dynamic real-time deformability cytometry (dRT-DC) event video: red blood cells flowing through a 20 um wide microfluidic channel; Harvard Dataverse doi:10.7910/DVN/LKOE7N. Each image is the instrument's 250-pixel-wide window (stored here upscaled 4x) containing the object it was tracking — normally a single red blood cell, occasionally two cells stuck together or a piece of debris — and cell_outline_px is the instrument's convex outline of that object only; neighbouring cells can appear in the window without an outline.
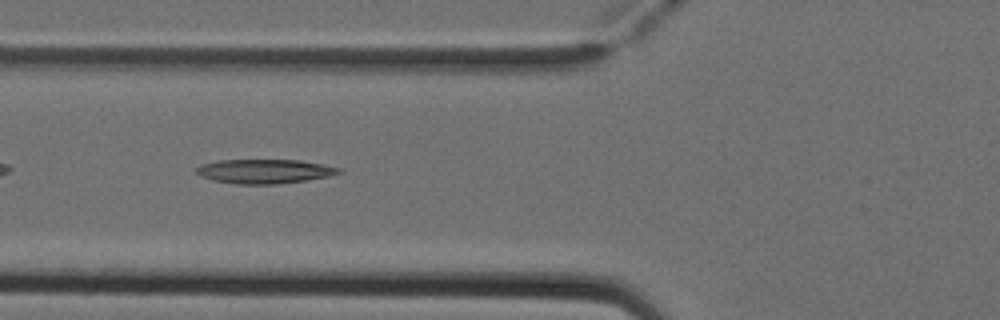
{"species": "Egyptian fruit bat (a non-hibernating species)", "species_latin": "Rousettus aegyptiacus", "temperature_condition": "cold", "stored_images_in_passage": 37, "camera_frame_rate_fps": 3000, "um_per_image_px": 0.085, "animal": {"sex": "female"}, "frame": {"image": 1, "passage_image": 5, "time_ms": 1.333, "image_size_px": [1000, 320], "cell_outline_px": [[344, 172], [328, 176], [308, 180], [276, 184], [236, 184], [212, 180], [200, 176], [196, 172], [196, 168], [200, 164], [216, 160], [300, 160], [324, 164], [340, 168]], "centroid_in_image_um": [22.48, 14.56], "position_along_channel_um": 103.3, "area_um2": 20.29}}
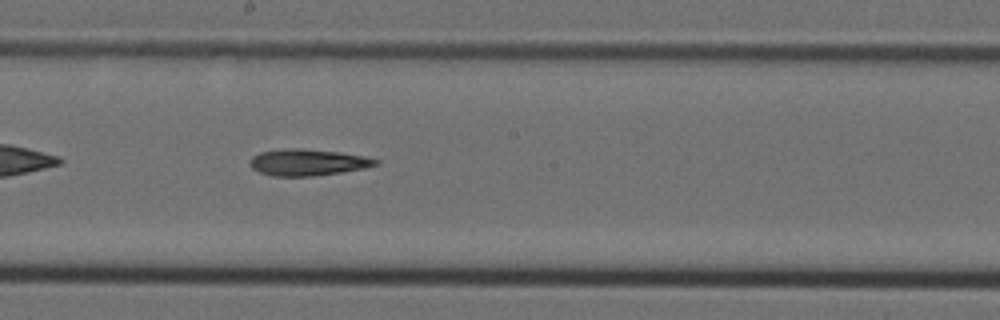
{"frame": {"image": 2, "passage_image": 14, "time_ms": 4.333, "image_size_px": [1000, 320], "cell_outline_px": [[380, 160], [376, 164], [364, 168], [340, 172], [312, 176], [272, 176], [260, 172], [252, 168], [248, 164], [248, 160], [252, 156], [260, 152], [284, 148], [300, 148], [340, 152], [368, 156]], "centroid_in_image_um": [26.12, 13.79], "position_along_channel_um": 222.1, "area_um2": 19.54}}
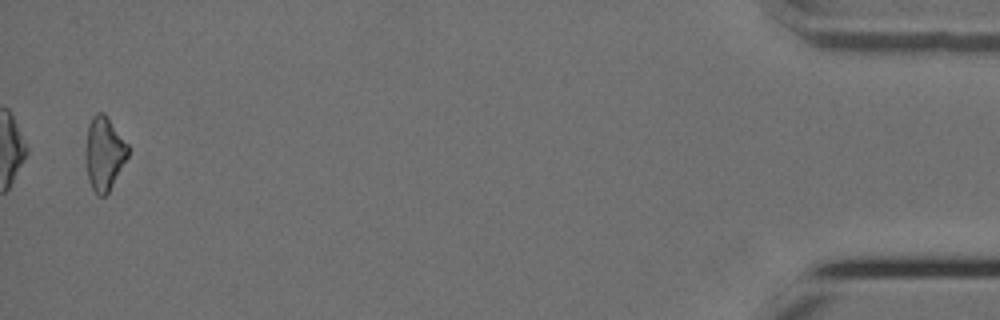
{"frame": {"image": 3, "passage_image": 36, "time_ms": 11.667, "image_size_px": [1000, 320], "cell_outline_px": [[128, 156], [108, 192], [104, 196], [96, 196], [88, 180], [84, 152], [88, 124], [92, 116], [96, 112], [104, 112], [128, 144]], "centroid_in_image_um": [8.82, 13.03], "position_along_channel_um": 426.4, "area_um2": 18.32}}